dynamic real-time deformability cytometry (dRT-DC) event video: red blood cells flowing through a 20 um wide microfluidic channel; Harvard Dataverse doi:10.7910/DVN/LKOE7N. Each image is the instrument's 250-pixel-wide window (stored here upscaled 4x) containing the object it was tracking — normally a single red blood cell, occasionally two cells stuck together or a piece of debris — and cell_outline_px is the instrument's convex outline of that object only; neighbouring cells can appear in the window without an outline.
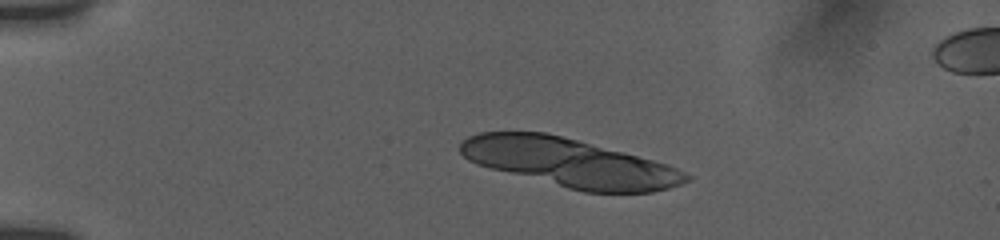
{"species": "human", "species_latin": "Homo sapiens", "temperature_condition": "room temperature", "stored_images_in_passage": 35, "segment_of_instrument_passage": [1, 2], "camera_frame_rate_fps": 3000, "um_per_image_px": 0.085, "donor": {"sex": "female"}, "frame": {"image": 1, "passage_image": 4, "time_ms": 2.0, "image_size_px": [1000, 240], "cell_outline_px": [[692, 176], [688, 180], [680, 184], [668, 188], [652, 192], [584, 192], [568, 188], [476, 164], [468, 160], [460, 152], [460, 144], [468, 136], [480, 132], [544, 132], [580, 140], [668, 164]], "centroid_in_image_um": [48.42, 13.82], "position_along_channel_um": 36.6, "area_um2": 63.18}}